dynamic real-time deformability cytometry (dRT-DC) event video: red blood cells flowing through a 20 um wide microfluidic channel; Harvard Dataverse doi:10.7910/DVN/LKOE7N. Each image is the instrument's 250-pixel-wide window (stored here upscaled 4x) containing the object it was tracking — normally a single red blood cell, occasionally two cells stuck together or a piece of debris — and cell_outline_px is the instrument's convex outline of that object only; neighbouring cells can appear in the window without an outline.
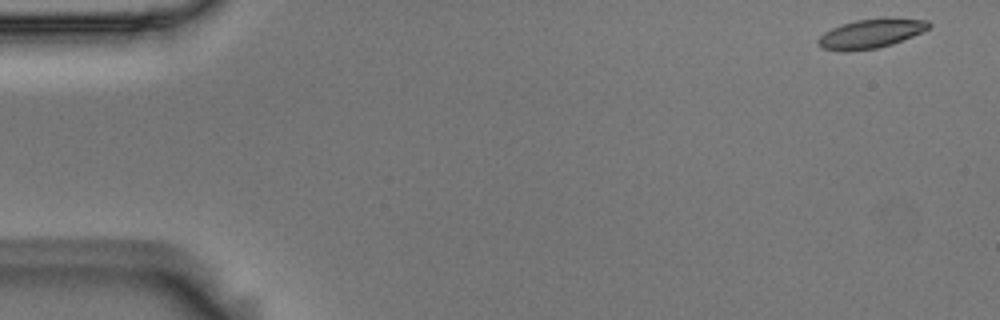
{"species": "Egyptian fruit bat (a non-hibernating species)", "species_latin": "Rousettus aegyptiacus", "temperature_condition": "room temperature", "stored_images_in_passage": 5, "camera_frame_rate_fps": 3000, "um_per_image_px": 0.085, "animal": {"sex": "male"}, "frame": {"image": 1, "passage_image": 1, "time_ms": 0.0, "image_size_px": [1000, 320], "cell_outline_px": [[932, 24], [928, 28], [912, 36], [892, 44], [876, 48], [848, 52], [840, 52], [820, 48], [816, 44], [816, 40], [824, 32], [832, 28], [856, 20], [884, 16], [892, 16], [928, 20]], "centroid_in_image_um": [74.0, 2.84], "position_along_channel_um": 11.0, "area_um2": 19.36}}
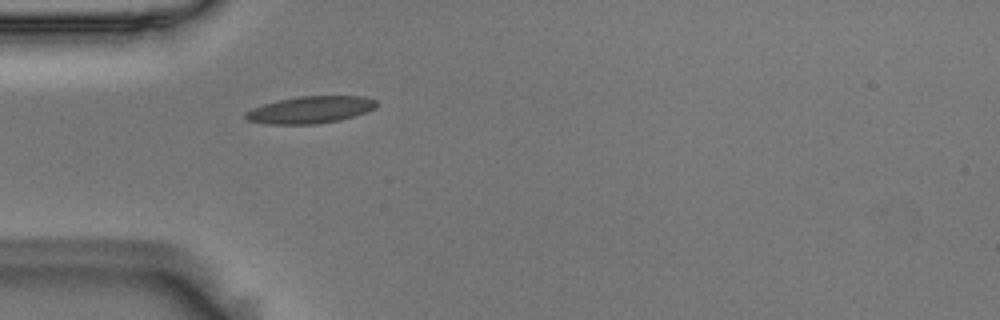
{"frame": {"image": 2, "passage_image": 5, "time_ms": 1.333, "image_size_px": [1000, 320], "cell_outline_px": [[376, 108], [352, 116], [336, 120], [316, 124], [268, 124], [248, 120], [244, 116], [244, 112], [252, 108], [264, 104], [280, 100], [300, 96], [364, 96], [376, 100]], "centroid_in_image_um": [26.35, 9.32], "position_along_channel_um": 58.6, "area_um2": 20.35}}